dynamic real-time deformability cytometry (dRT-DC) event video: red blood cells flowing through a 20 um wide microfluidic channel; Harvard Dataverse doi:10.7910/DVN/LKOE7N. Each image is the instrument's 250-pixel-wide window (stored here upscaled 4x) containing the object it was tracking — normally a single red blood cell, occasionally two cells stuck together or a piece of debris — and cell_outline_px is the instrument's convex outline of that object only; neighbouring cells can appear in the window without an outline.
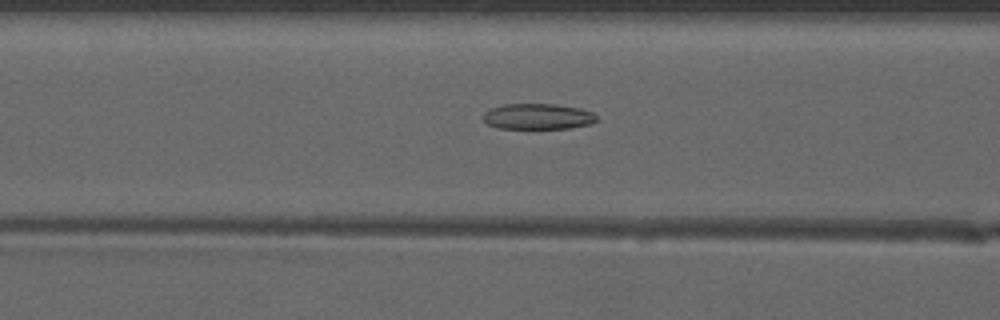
{"species": "common noctule bat (a hibernating species)", "species_latin": "Nyctalus noctula", "temperature_condition": "warm", "stored_images_in_passage": 51, "camera_frame_rate_fps": 3000, "um_per_image_px": 0.085, "animal": {"sex": "male", "forearm_length_mm": 52.5}, "frame": {"image": 1, "passage_image": 22, "time_ms": 7.0, "image_size_px": [1000, 320], "cell_outline_px": [[600, 120], [592, 124], [568, 128], [500, 128], [488, 124], [480, 116], [484, 112], [492, 108], [504, 104], [556, 104], [580, 108], [592, 112]], "centroid_in_image_um": [45.74, 9.9], "position_along_channel_um": 120.9, "area_um2": 17.11}}
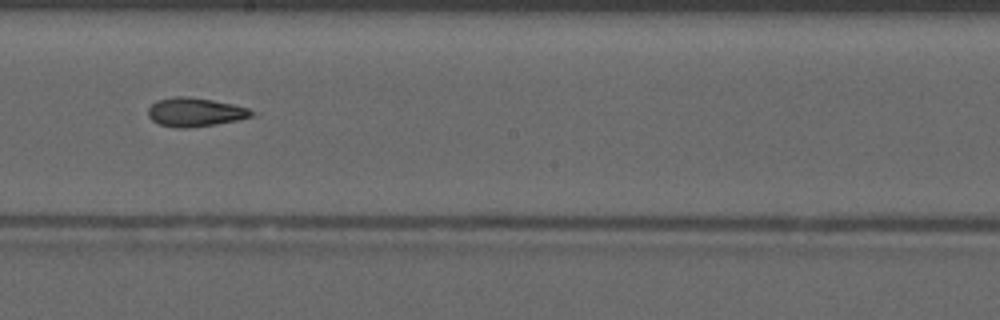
{"frame": {"image": 2, "passage_image": 30, "time_ms": 9.667, "image_size_px": [1000, 320], "cell_outline_px": [[260, 116], [240, 120], [216, 124], [188, 128], [176, 128], [156, 124], [148, 116], [148, 108], [156, 100], [176, 96], [188, 96], [212, 100], [232, 104], [248, 108], [260, 112]], "centroid_in_image_um": [16.67, 9.54], "position_along_channel_um": 231.5, "area_um2": 17.92}}
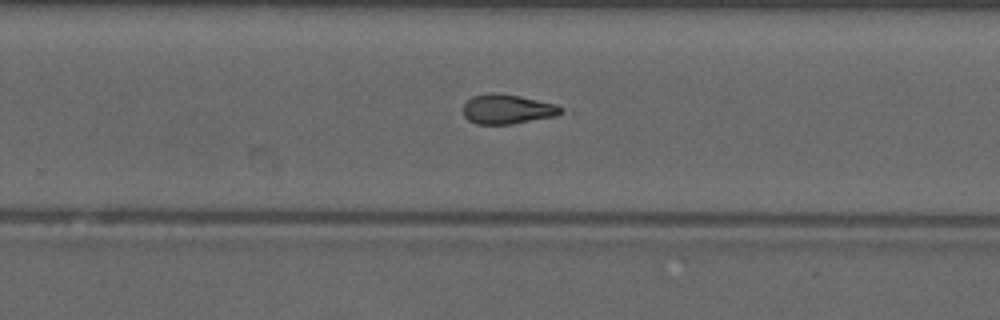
{"frame": {"image": 3, "passage_image": 34, "time_ms": 11.0, "image_size_px": [1000, 320], "cell_outline_px": [[564, 112], [556, 116], [512, 124], [476, 124], [468, 120], [464, 116], [464, 104], [472, 96], [488, 92], [496, 92], [520, 96], [556, 104], [564, 108]], "centroid_in_image_um": [43.14, 9.27], "position_along_channel_um": 286.7, "area_um2": 17.05}, "authors_computed_cell_mechanics": {"area_um2": 17.5712, "velocity_mm_per_s": 4.1649, "shape_relaxation_time_tau1_ms": null, "shape_relaxation_time_tau2_ms": 2.9724, "deformation_change_tau1": null, "deformation_change_tau2": 0.1322}}